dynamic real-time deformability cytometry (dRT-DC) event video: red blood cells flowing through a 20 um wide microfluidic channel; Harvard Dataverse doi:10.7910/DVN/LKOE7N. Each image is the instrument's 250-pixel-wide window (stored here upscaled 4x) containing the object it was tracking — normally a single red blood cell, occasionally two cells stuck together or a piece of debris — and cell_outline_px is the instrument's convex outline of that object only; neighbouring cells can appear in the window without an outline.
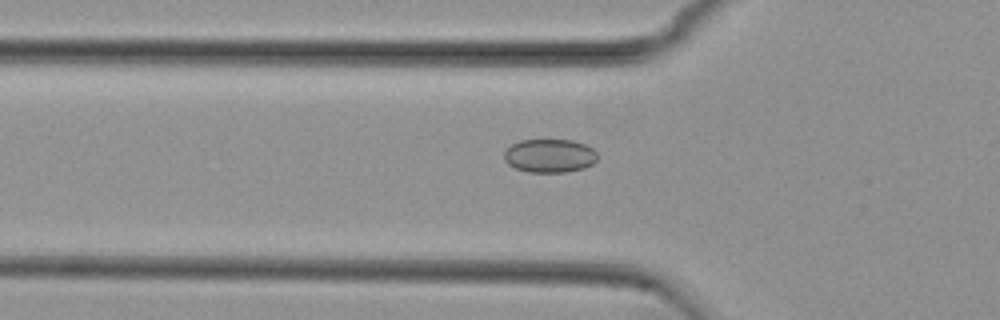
{"species": "common noctule bat (a hibernating species)", "species_latin": "Nyctalus noctula", "temperature_condition": "cold", "stored_images_in_passage": 42, "camera_frame_rate_fps": 3000, "um_per_image_px": 0.085, "animal": {"sex": "female", "body_mass_g": 29.2, "forearm_length_mm": 56.3}, "frame": {"image": 1, "passage_image": 6, "time_ms": 1.667, "image_size_px": [1000, 320], "cell_outline_px": [[596, 160], [592, 164], [584, 168], [564, 172], [528, 172], [516, 168], [508, 164], [504, 160], [504, 152], [512, 144], [520, 140], [572, 140], [584, 144], [592, 148], [596, 152]], "centroid_in_image_um": [46.7, 13.24], "position_along_channel_um": 79.1, "area_um2": 18.15}}
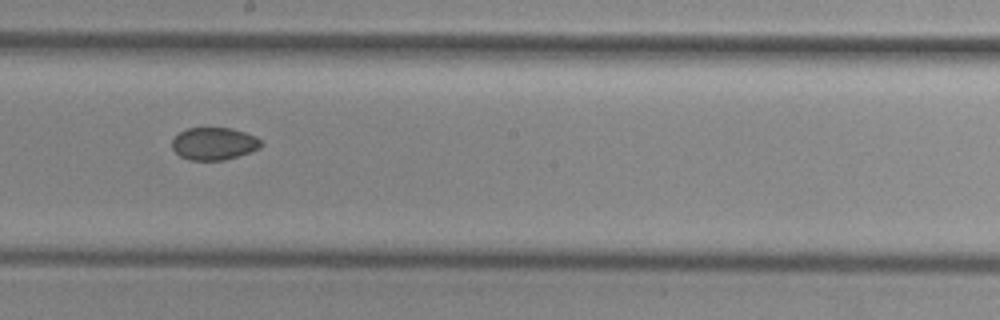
{"frame": {"image": 2, "passage_image": 18, "time_ms": 5.667, "image_size_px": [1000, 320], "cell_outline_px": [[264, 144], [260, 148], [224, 160], [188, 160], [180, 156], [172, 148], [172, 140], [180, 132], [188, 128], [232, 128], [256, 136]], "centroid_in_image_um": [18.19, 12.21], "position_along_channel_um": 230.0, "area_um2": 16.76}}
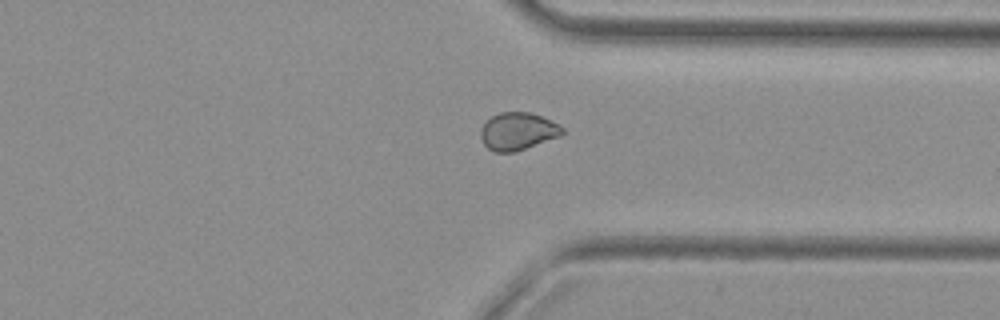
{"frame": {"image": 3, "passage_image": 29, "time_ms": 9.333, "image_size_px": [1000, 320], "cell_outline_px": [[564, 132], [560, 136], [516, 152], [496, 152], [488, 148], [484, 144], [480, 136], [480, 128], [492, 116], [500, 112], [532, 112], [564, 128]], "centroid_in_image_um": [43.99, 11.17], "position_along_channel_um": 367.4, "area_um2": 17.74}, "authors_computed_cell_mechanics": {"area_um2": 18.0914, "velocity_mm_per_s": 3.7595, "shape_relaxation_time_tau1_ms": null, "shape_relaxation_time_tau2_ms": 5.7614, "deformation_change_tau1": null, "deformation_change_tau2": 0.0628}}